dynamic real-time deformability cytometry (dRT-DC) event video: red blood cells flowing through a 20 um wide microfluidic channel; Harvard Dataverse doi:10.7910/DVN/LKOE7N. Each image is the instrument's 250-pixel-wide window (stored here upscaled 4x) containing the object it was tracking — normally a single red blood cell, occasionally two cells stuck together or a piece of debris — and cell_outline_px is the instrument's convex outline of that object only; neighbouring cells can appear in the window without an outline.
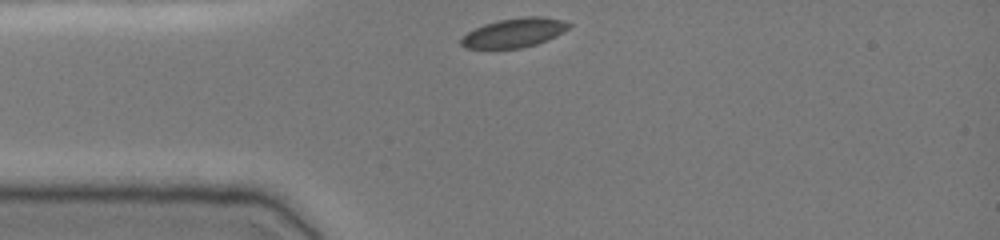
{"species": "common noctule bat (a hibernating species)", "species_latin": "Nyctalus noctula", "temperature_condition": "cold", "stored_images_in_passage": 31, "camera_frame_rate_fps": 3000, "um_per_image_px": 0.085, "animal": {"sex": "female", "body_mass_g": 19.0, "forearm_length_mm": 51.5}, "frame": {"image": 1, "passage_image": 1, "time_ms": 0.0, "image_size_px": [1000, 240], "cell_outline_px": [[572, 24], [568, 28], [556, 36], [536, 44], [520, 48], [464, 48], [460, 44], [460, 40], [468, 32], [484, 24], [500, 20], [524, 16], [540, 16], [564, 20]], "centroid_in_image_um": [43.72, 2.78], "position_along_channel_um": 41.3, "area_um2": 18.15}}
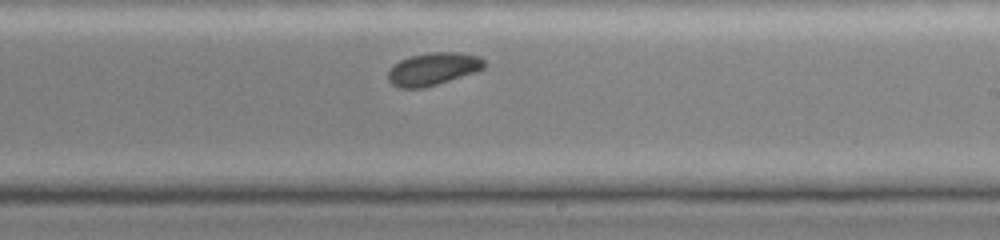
{"frame": {"image": 2, "passage_image": 19, "time_ms": 6.0, "image_size_px": [1000, 240], "cell_outline_px": [[484, 68], [476, 72], [424, 88], [400, 88], [392, 84], [388, 80], [388, 72], [400, 60], [412, 56], [432, 52], [460, 52], [480, 56], [484, 60]], "centroid_in_image_um": [36.84, 5.86], "position_along_channel_um": 252.2, "area_um2": 18.15}}
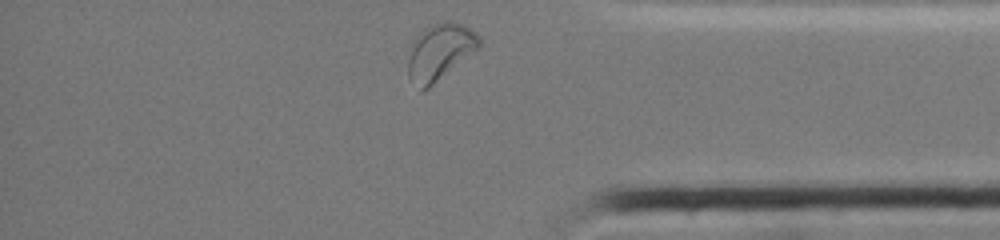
{"frame": {"image": 3, "passage_image": 31, "time_ms": 10.0, "image_size_px": [1000, 240], "cell_outline_px": [[480, 48], [428, 88], [420, 92], [408, 76], [408, 60], [412, 40], [424, 28], [432, 24], [444, 20], [460, 24], [476, 32], [480, 36]], "centroid_in_image_um": [37.37, 4.41], "position_along_channel_um": 397.8, "area_um2": 23.47}, "authors_computed_cell_mechanics": {"area_um2": 18.9584, "velocity_mm_per_s": 3.7718, "shape_relaxation_time_tau1_ms": 2.6676, "shape_relaxation_time_tau2_ms": null, "deformation_change_tau1": 0.0767, "deformation_change_tau2": null}}